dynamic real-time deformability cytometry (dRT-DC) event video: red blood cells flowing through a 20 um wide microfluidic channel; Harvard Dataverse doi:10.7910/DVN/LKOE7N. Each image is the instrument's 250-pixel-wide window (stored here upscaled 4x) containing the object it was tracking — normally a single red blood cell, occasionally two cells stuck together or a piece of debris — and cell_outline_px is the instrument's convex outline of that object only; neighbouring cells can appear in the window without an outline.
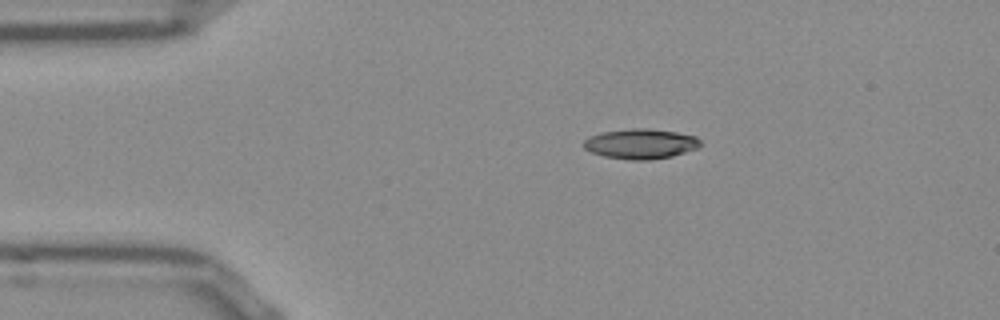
{"species": "Egyptian fruit bat (a non-hibernating species)", "species_latin": "Rousettus aegyptiacus", "temperature_condition": "room temperature", "stored_images_in_passage": 44, "camera_frame_rate_fps": 3000, "um_per_image_px": 0.085, "frame": {"image": 1, "passage_image": 1, "time_ms": 0.0, "image_size_px": [1000, 320], "cell_outline_px": [[700, 144], [696, 148], [672, 156], [652, 160], [628, 160], [604, 156], [592, 152], [584, 148], [584, 140], [588, 136], [604, 132], [632, 128], [644, 128], [676, 132], [696, 136], [700, 140]], "centroid_in_image_um": [54.44, 12.23], "position_along_channel_um": 30.6, "area_um2": 20.29}}
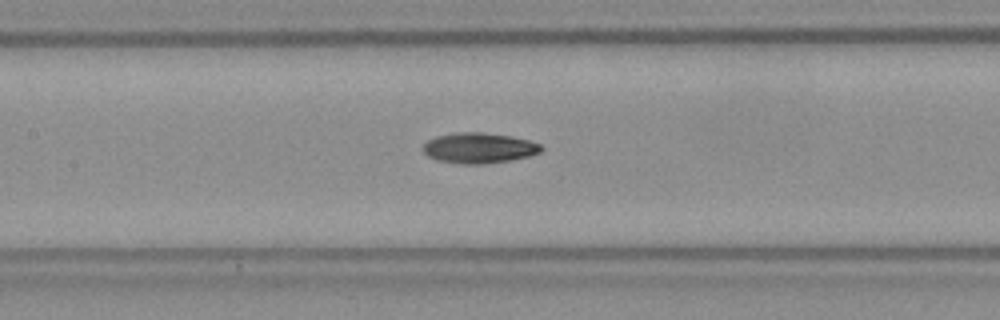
{"frame": {"image": 2, "passage_image": 15, "time_ms": 4.667, "image_size_px": [1000, 320], "cell_outline_px": [[544, 148], [540, 152], [528, 156], [508, 160], [480, 164], [464, 164], [436, 160], [428, 156], [424, 152], [424, 144], [428, 140], [436, 136], [456, 132], [484, 132], [508, 136], [528, 140], [540, 144]], "centroid_in_image_um": [40.69, 12.57], "position_along_channel_um": 166.7, "area_um2": 20.75}}
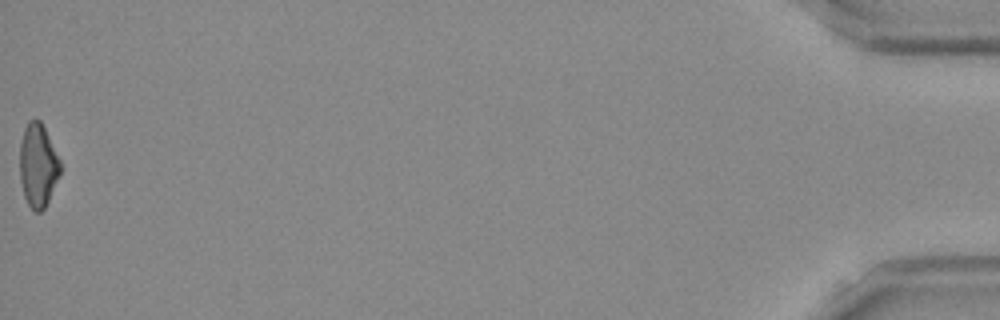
{"frame": {"image": 3, "passage_image": 44, "time_ms": 14.333, "image_size_px": [1000, 320], "cell_outline_px": [[60, 172], [48, 200], [44, 208], [40, 212], [36, 212], [28, 204], [24, 196], [20, 180], [20, 144], [24, 128], [28, 120], [40, 120], [60, 160]], "centroid_in_image_um": [3.21, 14.05], "position_along_channel_um": 432.0, "area_um2": 19.31}, "authors_computed_cell_mechanics": {"area_um2": 20.1433, "velocity_mm_per_s": 3.85, "shape_relaxation_time_tau1_ms": 10.057, "shape_relaxation_time_tau2_ms": 5.8834, "deformation_change_tau1": 0.267, "deformation_change_tau2": 0.1483}}